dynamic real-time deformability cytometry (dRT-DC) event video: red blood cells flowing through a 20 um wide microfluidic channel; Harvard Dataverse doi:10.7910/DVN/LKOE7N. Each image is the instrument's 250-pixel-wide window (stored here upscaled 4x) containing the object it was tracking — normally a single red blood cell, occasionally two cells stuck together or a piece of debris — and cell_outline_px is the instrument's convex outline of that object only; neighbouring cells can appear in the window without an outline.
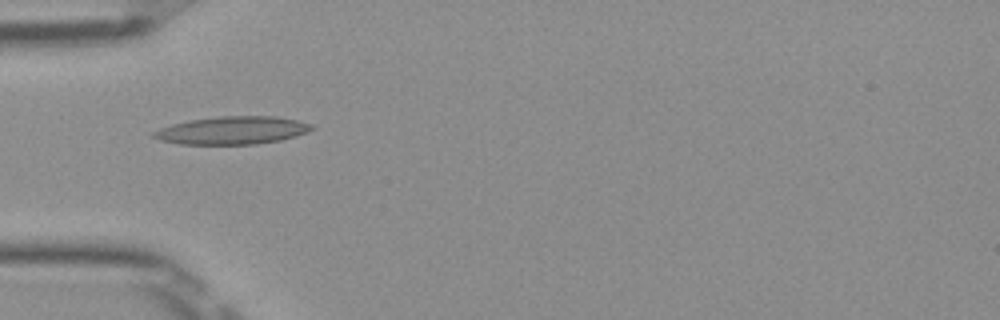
{"species": "Egyptian fruit bat (a non-hibernating species)", "species_latin": "Rousettus aegyptiacus", "temperature_condition": "room temperature", "stored_images_in_passage": 36, "camera_frame_rate_fps": 3000, "um_per_image_px": 0.085, "frame": {"image": 1, "passage_image": 1, "time_ms": 0.0, "image_size_px": [1000, 320], "cell_outline_px": [[316, 128], [308, 132], [296, 136], [280, 140], [256, 144], [180, 144], [160, 140], [152, 136], [152, 132], [160, 128], [172, 124], [188, 120], [220, 116], [276, 116], [296, 120], [312, 124]], "centroid_in_image_um": [19.76, 11.08], "position_along_channel_um": 65.2, "area_um2": 25.72}}
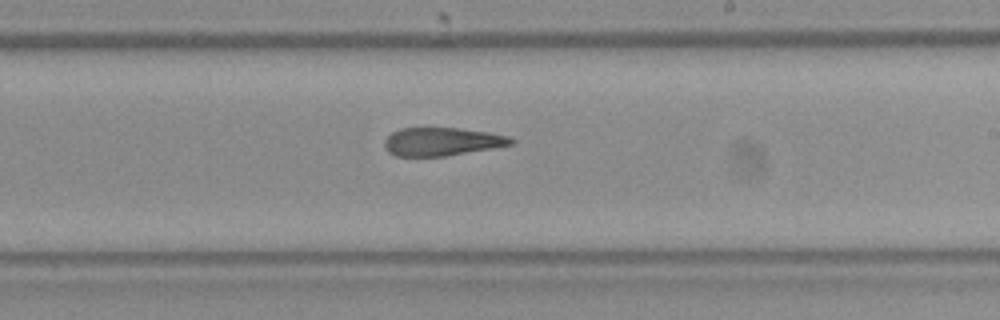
{"frame": {"image": 2, "passage_image": 15, "time_ms": 4.667, "image_size_px": [1000, 320], "cell_outline_px": [[516, 140], [512, 144], [492, 148], [444, 156], [396, 156], [388, 152], [384, 148], [384, 140], [392, 132], [400, 128], [460, 128], [492, 132], [512, 136]], "centroid_in_image_um": [37.59, 12.03], "position_along_channel_um": 251.4, "area_um2": 20.98}}
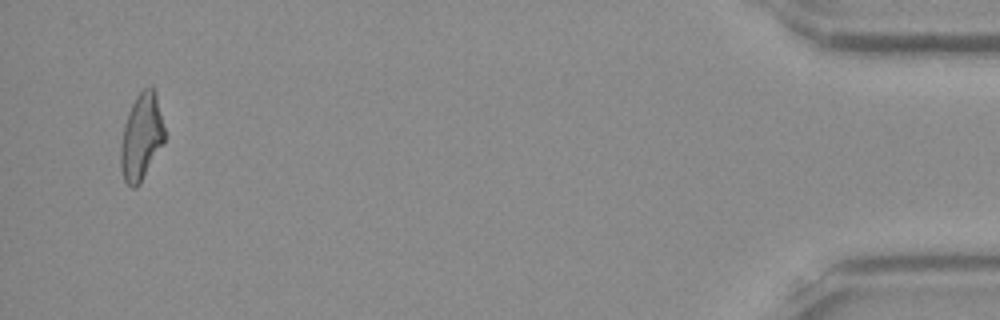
{"frame": {"image": 3, "passage_image": 34, "time_ms": 11.0, "image_size_px": [1000, 320], "cell_outline_px": [[164, 144], [140, 184], [136, 188], [132, 188], [124, 180], [120, 168], [120, 144], [124, 124], [128, 112], [136, 96], [144, 88], [152, 88], [156, 92], [164, 128]], "centroid_in_image_um": [12.0, 11.68], "position_along_channel_um": 423.2, "area_um2": 22.25}, "authors_computed_cell_mechanics": {"area_um2": 22.253, "velocity_mm_per_s": 3.9919, "shape_relaxation_time_tau1_ms": null, "shape_relaxation_time_tau2_ms": 3.7323, "deformation_change_tau1": null, "deformation_change_tau2": 0.151}}